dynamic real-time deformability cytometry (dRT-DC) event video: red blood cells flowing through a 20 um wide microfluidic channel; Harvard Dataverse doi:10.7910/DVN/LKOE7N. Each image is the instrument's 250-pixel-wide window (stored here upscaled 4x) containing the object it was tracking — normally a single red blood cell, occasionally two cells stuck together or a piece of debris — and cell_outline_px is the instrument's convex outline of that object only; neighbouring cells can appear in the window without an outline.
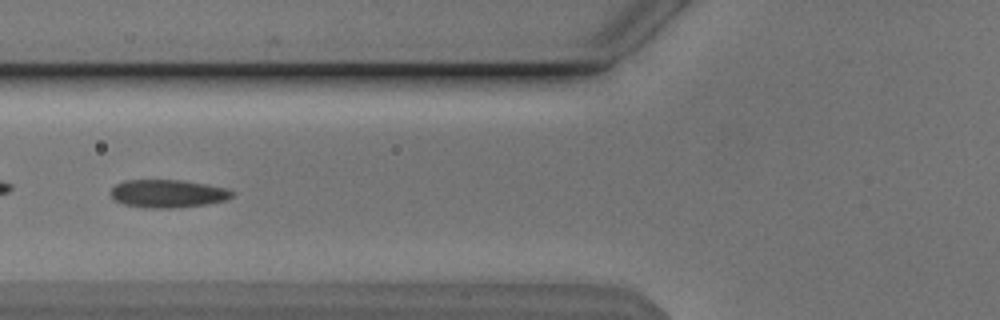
{"species": "Egyptian fruit bat (a non-hibernating species)", "species_latin": "Rousettus aegyptiacus", "temperature_condition": "cold", "stored_images_in_passage": 46, "camera_frame_rate_fps": 3000, "um_per_image_px": 0.085, "animal": {"sex": "male"}, "frame": {"image": 1, "passage_image": 14, "time_ms": 4.333, "image_size_px": [1000, 320], "cell_outline_px": [[236, 192], [232, 196], [224, 200], [204, 204], [180, 208], [144, 208], [124, 204], [116, 200], [112, 196], [112, 188], [116, 184], [124, 180], [180, 180], [208, 184], [224, 188]], "centroid_in_image_um": [14.26, 16.46], "position_along_channel_um": 111.5, "area_um2": 19.71}}
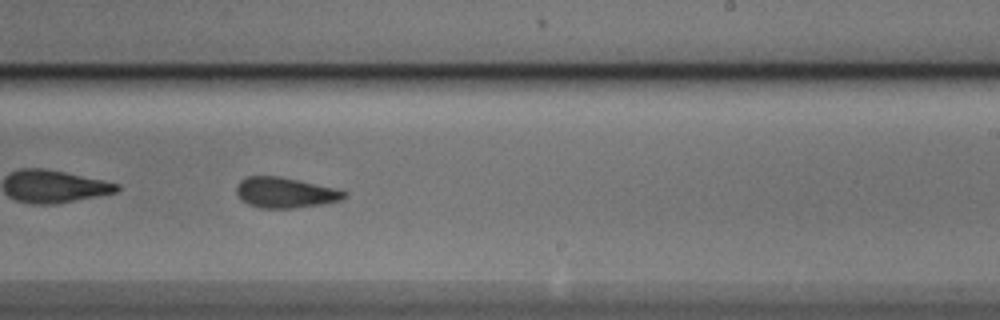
{"frame": {"image": 2, "passage_image": 26, "time_ms": 8.333, "image_size_px": [1000, 320], "cell_outline_px": [[348, 196], [344, 200], [296, 208], [260, 208], [248, 204], [240, 200], [236, 192], [236, 184], [240, 180], [248, 176], [280, 176], [340, 188], [348, 192]], "centroid_in_image_um": [24.29, 16.36], "position_along_channel_um": 264.7, "area_um2": 19.65}}
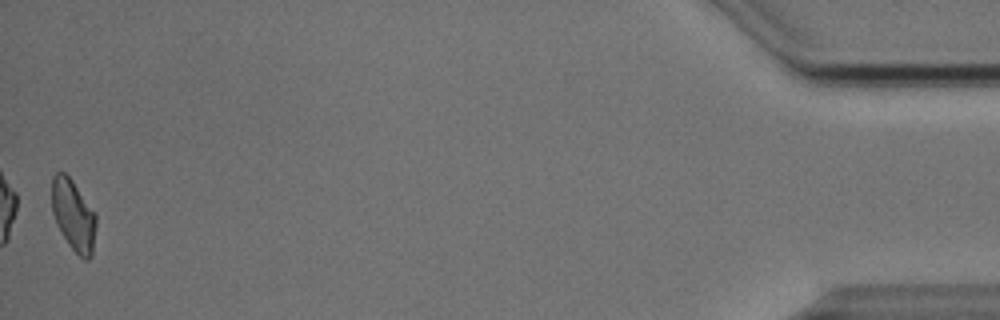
{"frame": {"image": 3, "passage_image": 46, "time_ms": 15.0, "image_size_px": [1000, 320], "cell_outline_px": [[96, 224], [92, 256], [88, 260], [84, 260], [68, 244], [56, 224], [52, 212], [52, 176], [56, 172], [64, 172], [72, 180], [96, 212]], "centroid_in_image_um": [6.25, 18.29], "position_along_channel_um": 429.0, "area_um2": 18.5}, "authors_computed_cell_mechanics": {"area_um2": 19.7387, "velocity_mm_per_s": 3.8348, "shape_relaxation_time_tau1_ms": 3.5914, "shape_relaxation_time_tau2_ms": 3.1186, "deformation_change_tau1": 0.093, "deformation_change_tau2": 0.0749}}